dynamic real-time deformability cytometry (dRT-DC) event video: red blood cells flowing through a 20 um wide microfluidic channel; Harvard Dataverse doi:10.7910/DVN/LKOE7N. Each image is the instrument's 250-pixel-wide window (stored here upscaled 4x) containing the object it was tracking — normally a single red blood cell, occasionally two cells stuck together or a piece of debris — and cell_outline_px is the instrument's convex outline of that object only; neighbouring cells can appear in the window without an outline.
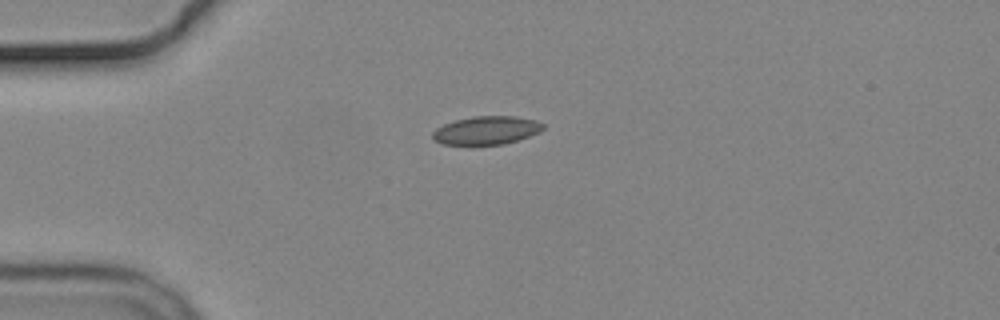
{"species": "common noctule bat (a hibernating species)", "species_latin": "Nyctalus noctula", "temperature_condition": "cold", "stored_images_in_passage": 5, "camera_frame_rate_fps": 3000, "um_per_image_px": 0.085, "animal": {"sex": "male", "body_mass_g": 19.2, "forearm_length_mm": 51.8}, "frame": {"image": 1, "passage_image": 1, "time_ms": 0.0, "image_size_px": [1000, 320], "cell_outline_px": [[544, 128], [540, 132], [504, 144], [472, 148], [440, 144], [432, 140], [432, 132], [436, 128], [444, 124], [456, 120], [472, 116], [516, 116], [536, 120], [544, 124]], "centroid_in_image_um": [41.27, 11.13], "position_along_channel_um": 43.7, "area_um2": 19.13}}
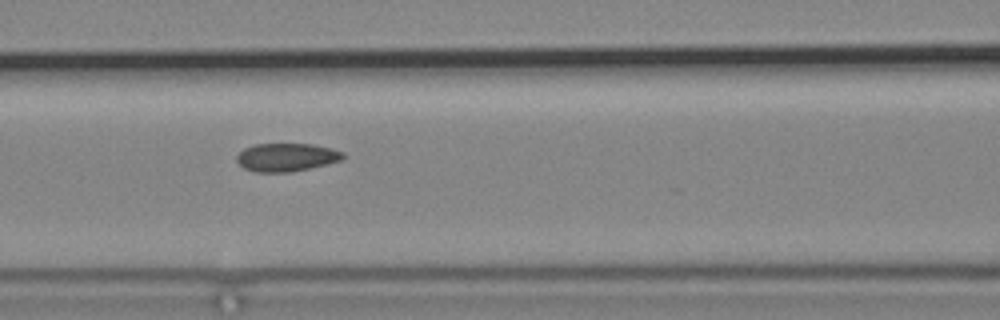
{"frame": {"image": 2, "passage_image": 4, "time_ms": 3.333, "image_size_px": [1000, 320], "cell_outline_px": [[344, 156], [340, 160], [328, 164], [292, 172], [256, 172], [244, 168], [236, 160], [236, 156], [244, 148], [256, 144], [312, 144], [332, 148], [344, 152]], "centroid_in_image_um": [24.35, 13.37], "position_along_channel_um": 142.2, "area_um2": 17.46}}
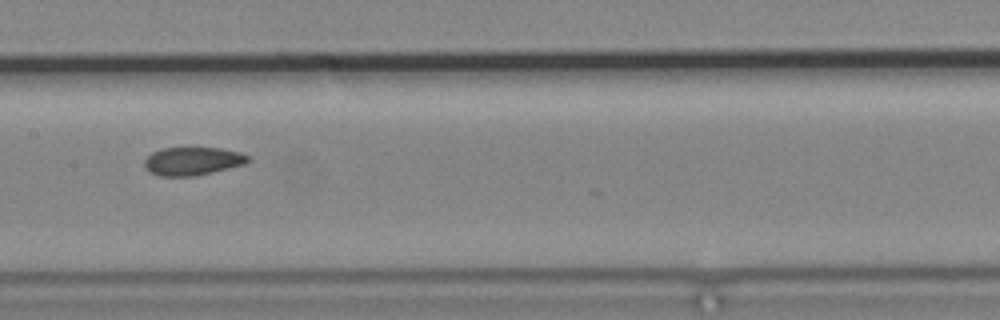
{"frame": {"image": 3, "passage_image": 5, "time_ms": 4.667, "image_size_px": [1000, 320], "cell_outline_px": [[252, 160], [244, 164], [196, 176], [160, 176], [148, 172], [144, 168], [144, 160], [152, 152], [160, 148], [220, 148], [240, 152], [248, 156]], "centroid_in_image_um": [16.34, 13.7], "position_along_channel_um": 191.1, "area_um2": 17.11}}